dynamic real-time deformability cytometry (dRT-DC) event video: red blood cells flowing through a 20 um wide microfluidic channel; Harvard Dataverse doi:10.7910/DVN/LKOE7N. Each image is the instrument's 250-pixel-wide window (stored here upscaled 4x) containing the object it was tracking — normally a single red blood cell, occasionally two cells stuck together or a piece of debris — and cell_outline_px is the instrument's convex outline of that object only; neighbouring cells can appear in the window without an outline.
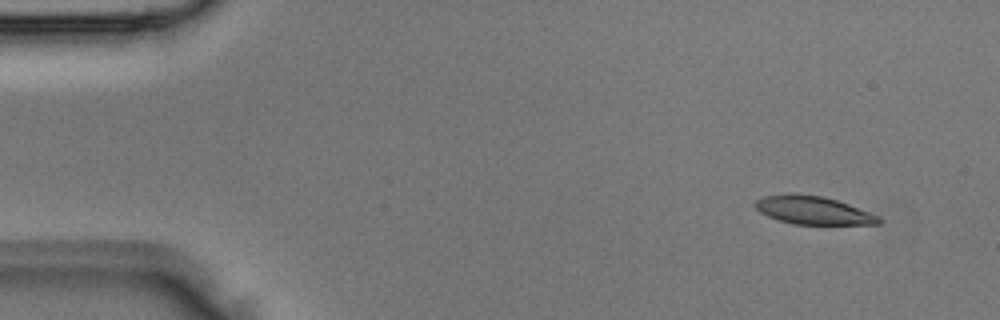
{"species": "Egyptian fruit bat (a non-hibernating species)", "species_latin": "Rousettus aegyptiacus", "temperature_condition": "room temperature", "stored_images_in_passage": 3, "segment_of_instrument_passage": [2, 2], "camera_frame_rate_fps": 3000, "um_per_image_px": 0.085, "animal": {"sex": "male"}, "frame": {"image": 1, "passage_image": 3, "time_ms": 0.667, "image_size_px": [1000, 320], "cell_outline_px": [[880, 224], [792, 224], [768, 216], [760, 212], [752, 204], [756, 200], [764, 196], [824, 196], [848, 204], [880, 216]], "centroid_in_image_um": [69.15, 17.91], "position_along_channel_um": 15.9, "area_um2": 19.48}}